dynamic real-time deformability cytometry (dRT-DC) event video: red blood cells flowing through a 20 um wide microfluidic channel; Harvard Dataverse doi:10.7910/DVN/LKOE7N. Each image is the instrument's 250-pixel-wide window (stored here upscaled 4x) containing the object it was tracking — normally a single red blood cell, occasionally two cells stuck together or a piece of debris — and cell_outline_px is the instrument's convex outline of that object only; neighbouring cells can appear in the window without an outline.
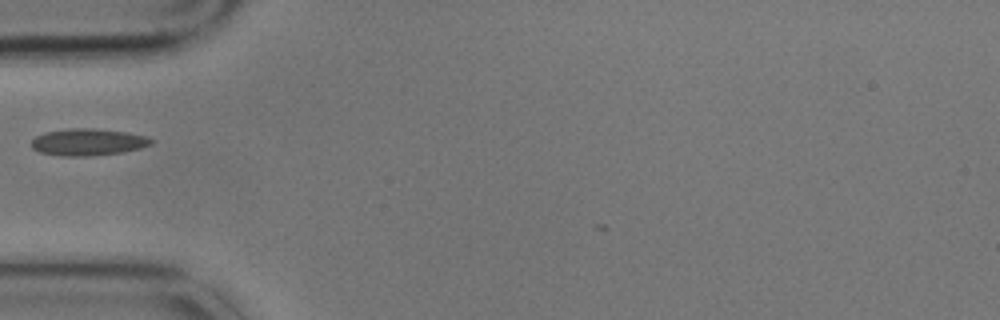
{"species": "common noctule bat (a hibernating species)", "species_latin": "Nyctalus noctula", "temperature_condition": "cold", "stored_images_in_passage": 1, "camera_frame_rate_fps": 3000, "um_per_image_px": 0.085, "animal": {"sex": "male", "body_mass_g": 17.9}, "frame": {"image": 1, "passage_image": 1, "time_ms": 0.0, "image_size_px": [1000, 320], "cell_outline_px": [[156, 140], [152, 144], [140, 148], [124, 152], [92, 156], [60, 156], [40, 152], [32, 148], [32, 140], [36, 136], [44, 132], [72, 128], [92, 128], [128, 132], [148, 136]], "centroid_in_image_um": [7.53, 12.08], "position_along_channel_um": 77.5, "area_um2": 19.02}}